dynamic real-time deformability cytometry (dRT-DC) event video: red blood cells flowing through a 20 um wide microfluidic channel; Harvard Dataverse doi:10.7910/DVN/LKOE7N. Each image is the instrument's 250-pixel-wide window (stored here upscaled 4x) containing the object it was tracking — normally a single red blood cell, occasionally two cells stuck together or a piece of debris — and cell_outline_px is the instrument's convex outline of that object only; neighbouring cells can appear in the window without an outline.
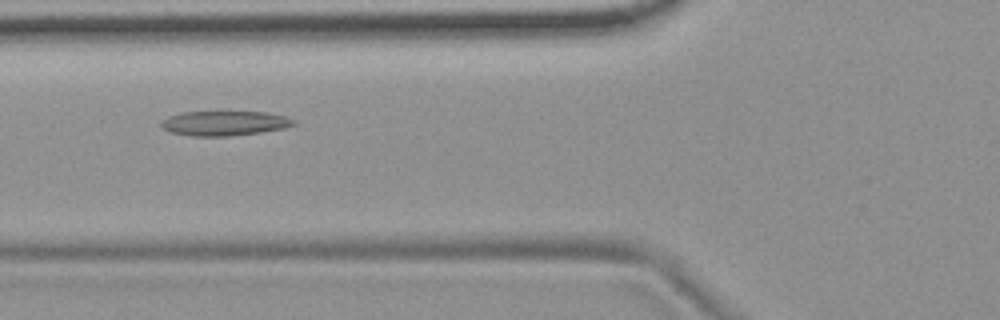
{"species": "common noctule bat (a hibernating species)", "species_latin": "Nyctalus noctula", "temperature_condition": "room temperature", "stored_images_in_passage": 40, "camera_frame_rate_fps": 3000, "um_per_image_px": 0.085, "animal": {"sex": "female", "body_mass_g": 19.9}, "frame": {"image": 1, "passage_image": 9, "time_ms": 2.667, "image_size_px": [1000, 320], "cell_outline_px": [[296, 124], [284, 128], [260, 132], [228, 136], [192, 136], [172, 132], [164, 128], [160, 124], [168, 116], [180, 112], [268, 112], [284, 116], [296, 120]], "centroid_in_image_um": [19.1, 10.47], "position_along_channel_um": 106.7, "area_um2": 18.9}}
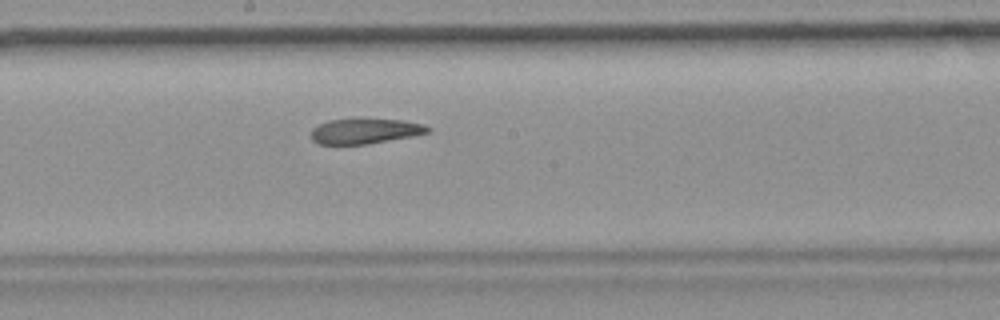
{"frame": {"image": 2, "passage_image": 18, "time_ms": 5.667, "image_size_px": [1000, 320], "cell_outline_px": [[432, 128], [428, 132], [412, 136], [368, 144], [316, 144], [312, 140], [312, 128], [328, 120], [360, 116], [400, 120], [424, 124]], "centroid_in_image_um": [31.01, 11.1], "position_along_channel_um": 217.2, "area_um2": 17.8}}
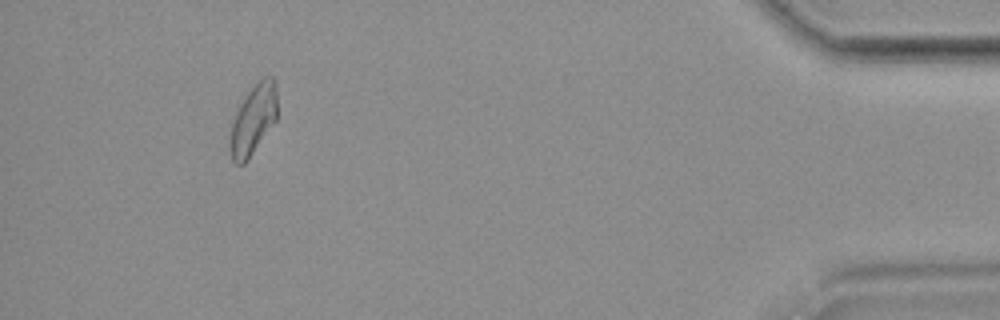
{"frame": {"image": 3, "passage_image": 39, "time_ms": 12.667, "image_size_px": [1000, 320], "cell_outline_px": [[276, 120], [248, 160], [244, 164], [236, 164], [232, 160], [228, 148], [228, 144], [232, 124], [236, 112], [244, 96], [264, 76], [272, 76], [276, 80]], "centroid_in_image_um": [21.51, 10.19], "position_along_channel_um": 413.7, "area_um2": 19.25}}